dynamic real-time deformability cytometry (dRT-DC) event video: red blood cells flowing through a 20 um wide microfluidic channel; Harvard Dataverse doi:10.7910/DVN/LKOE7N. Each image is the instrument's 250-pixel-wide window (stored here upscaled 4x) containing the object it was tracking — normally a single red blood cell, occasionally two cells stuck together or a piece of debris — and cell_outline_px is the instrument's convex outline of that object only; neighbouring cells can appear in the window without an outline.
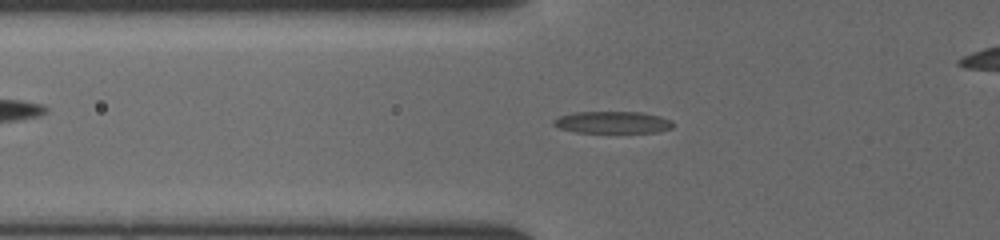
{"species": "common noctule bat (a hibernating species)", "species_latin": "Nyctalus noctula", "temperature_condition": "cold", "stored_images_in_passage": 40, "camera_frame_rate_fps": 3000, "um_per_image_px": 0.085, "animal": {"sex": "female", "body_mass_g": 19.5, "forearm_length_mm": 54.1}, "frame": {"image": 1, "passage_image": 12, "time_ms": 3.667, "image_size_px": [1000, 240], "cell_outline_px": [[672, 128], [656, 132], [576, 132], [560, 128], [552, 124], [552, 120], [560, 116], [572, 112], [640, 112], [660, 116], [672, 120]], "centroid_in_image_um": [52.05, 10.39], "position_along_channel_um": 73.8, "area_um2": 15.2}}
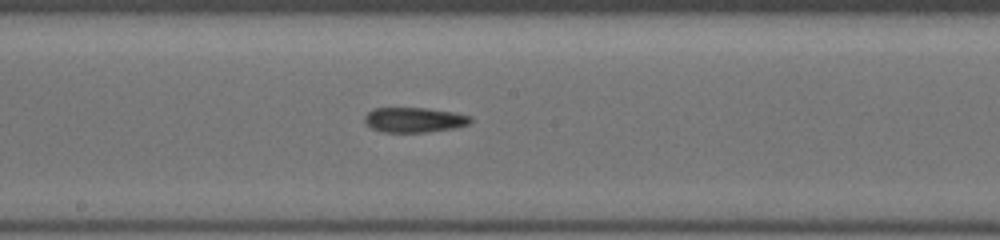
{"frame": {"image": 2, "passage_image": 22, "time_ms": 7.0, "image_size_px": [1000, 240], "cell_outline_px": [[472, 120], [468, 124], [452, 128], [428, 132], [384, 132], [372, 128], [364, 120], [364, 116], [372, 108], [428, 108], [456, 112], [472, 116]], "centroid_in_image_um": [35.23, 10.17], "position_along_channel_um": 213.0, "area_um2": 15.43}}
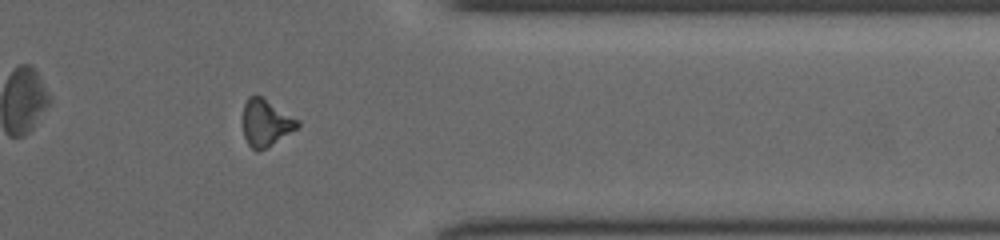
{"frame": {"image": 3, "passage_image": 35, "time_ms": 11.333, "image_size_px": [1000, 240], "cell_outline_px": [[300, 124], [296, 128], [268, 148], [256, 152], [248, 144], [244, 136], [244, 104], [248, 96], [260, 96], [300, 120]], "centroid_in_image_um": [22.6, 10.46], "position_along_channel_um": 388.8, "area_um2": 14.74}}